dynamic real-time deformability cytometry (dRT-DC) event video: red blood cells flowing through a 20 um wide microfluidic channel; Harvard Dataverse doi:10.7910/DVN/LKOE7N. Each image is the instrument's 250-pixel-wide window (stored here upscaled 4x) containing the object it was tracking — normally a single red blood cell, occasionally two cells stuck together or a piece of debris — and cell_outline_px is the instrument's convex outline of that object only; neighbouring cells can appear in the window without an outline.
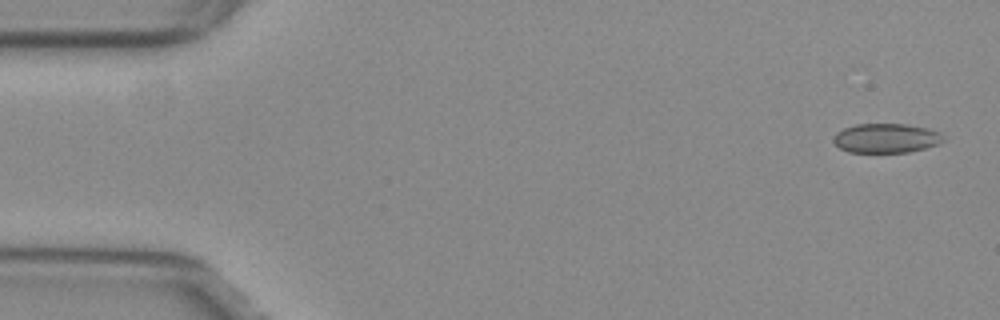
{"species": "common noctule bat (a hibernating species)", "species_latin": "Nyctalus noctula", "temperature_condition": "warm", "stored_images_in_passage": 53, "camera_frame_rate_fps": 3000, "um_per_image_px": 0.085, "animal": {"sex": "female", "body_mass_g": 29.2, "forearm_length_mm": 56.3}, "frame": {"image": 1, "passage_image": 2, "time_ms": 0.333, "image_size_px": [1000, 320], "cell_outline_px": [[944, 140], [940, 144], [908, 152], [848, 152], [840, 148], [832, 140], [836, 132], [844, 128], [856, 124], [904, 124], [928, 128], [940, 132], [944, 136]], "centroid_in_image_um": [75.33, 11.74], "position_along_channel_um": 9.7, "area_um2": 18.84}}
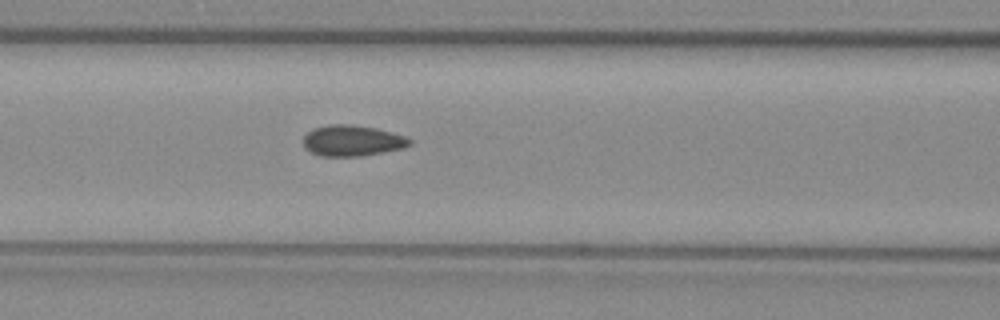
{"frame": {"image": 2, "passage_image": 22, "time_ms": 7.0, "image_size_px": [1000, 320], "cell_outline_px": [[412, 144], [404, 148], [384, 152], [360, 156], [320, 156], [312, 152], [304, 144], [304, 136], [312, 128], [328, 124], [348, 124], [376, 128], [392, 132], [404, 136], [412, 140]], "centroid_in_image_um": [29.97, 11.95], "position_along_channel_um": 136.6, "area_um2": 19.13}}
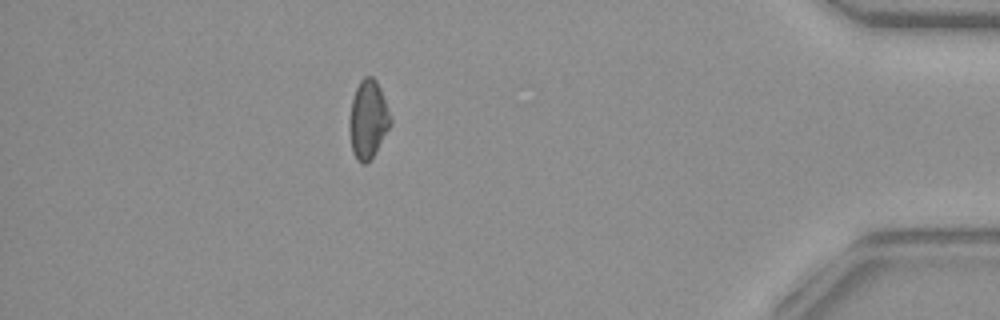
{"frame": {"image": 3, "passage_image": 47, "time_ms": 15.333, "image_size_px": [1000, 320], "cell_outline_px": [[392, 124], [376, 152], [364, 164], [360, 164], [356, 160], [352, 152], [348, 128], [348, 120], [352, 100], [356, 88], [360, 80], [364, 76], [372, 76], [376, 80], [380, 88], [392, 116]], "centroid_in_image_um": [31.28, 10.16], "position_along_channel_um": 403.9, "area_um2": 19.13}, "authors_computed_cell_mechanics": {"area_um2": 18.9584, "velocity_mm_per_s": 3.8331, "shape_relaxation_time_tau1_ms": null, "shape_relaxation_time_tau2_ms": 1.7952, "deformation_change_tau1": null, "deformation_change_tau2": 0.0802}}